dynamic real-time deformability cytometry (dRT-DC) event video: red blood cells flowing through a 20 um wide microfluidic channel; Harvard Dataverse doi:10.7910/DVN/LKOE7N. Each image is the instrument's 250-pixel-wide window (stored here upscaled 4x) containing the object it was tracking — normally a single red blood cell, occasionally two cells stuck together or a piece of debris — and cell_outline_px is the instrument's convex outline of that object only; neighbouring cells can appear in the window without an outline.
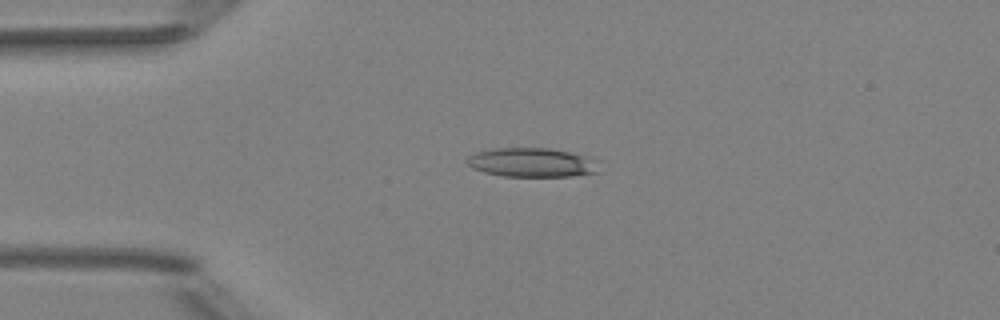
{"species": "Egyptian fruit bat (a non-hibernating species)", "species_latin": "Rousettus aegyptiacus", "temperature_condition": "room temperature", "stored_images_in_passage": 50, "camera_frame_rate_fps": 3000, "um_per_image_px": 0.085, "animal": {"sex": "female"}, "frame": {"image": 1, "passage_image": 12, "time_ms": 3.667, "image_size_px": [1000, 320], "cell_outline_px": [[600, 160], [596, 172], [568, 176], [504, 176], [484, 172], [472, 168], [468, 164], [468, 156], [476, 152], [496, 148], [548, 148], [568, 152]], "centroid_in_image_um": [45.2, 13.81], "position_along_channel_um": 39.8, "area_um2": 22.14}}
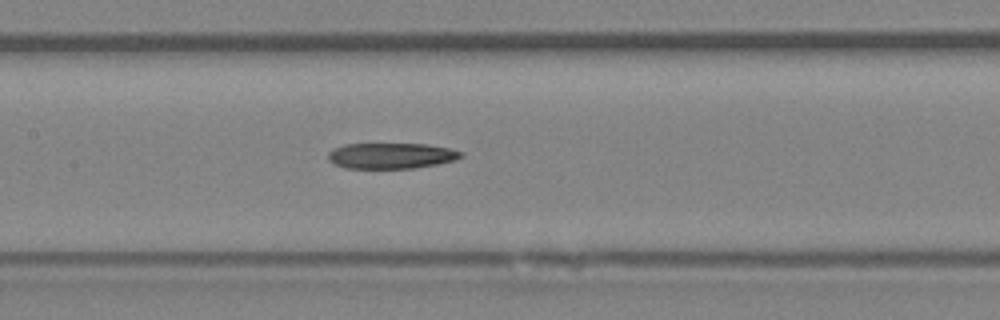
{"frame": {"image": 2, "passage_image": 24, "time_ms": 7.667, "image_size_px": [1000, 320], "cell_outline_px": [[464, 156], [456, 160], [436, 164], [412, 168], [344, 168], [332, 164], [328, 160], [328, 152], [332, 148], [344, 144], [428, 144], [448, 148], [464, 152]], "centroid_in_image_um": [33.22, 13.23], "position_along_channel_um": 174.2, "area_um2": 20.11}}
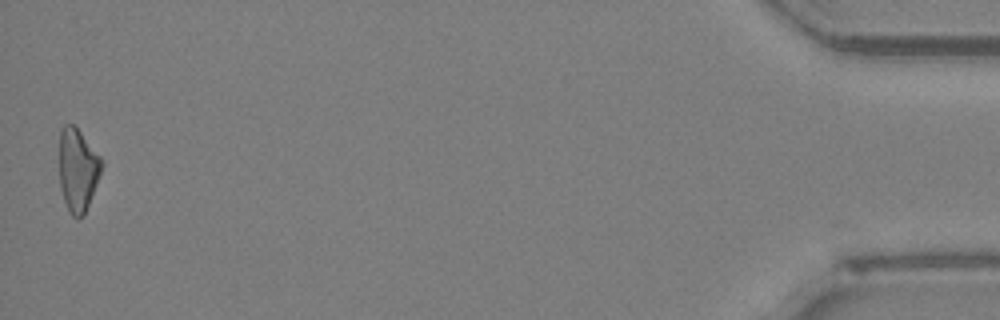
{"frame": {"image": 3, "passage_image": 50, "time_ms": 16.333, "image_size_px": [1000, 320], "cell_outline_px": [[104, 164], [84, 216], [76, 220], [68, 212], [60, 188], [60, 128], [64, 124], [72, 124], [80, 132], [100, 156]], "centroid_in_image_um": [6.61, 14.48], "position_along_channel_um": 428.6, "area_um2": 20.46}}